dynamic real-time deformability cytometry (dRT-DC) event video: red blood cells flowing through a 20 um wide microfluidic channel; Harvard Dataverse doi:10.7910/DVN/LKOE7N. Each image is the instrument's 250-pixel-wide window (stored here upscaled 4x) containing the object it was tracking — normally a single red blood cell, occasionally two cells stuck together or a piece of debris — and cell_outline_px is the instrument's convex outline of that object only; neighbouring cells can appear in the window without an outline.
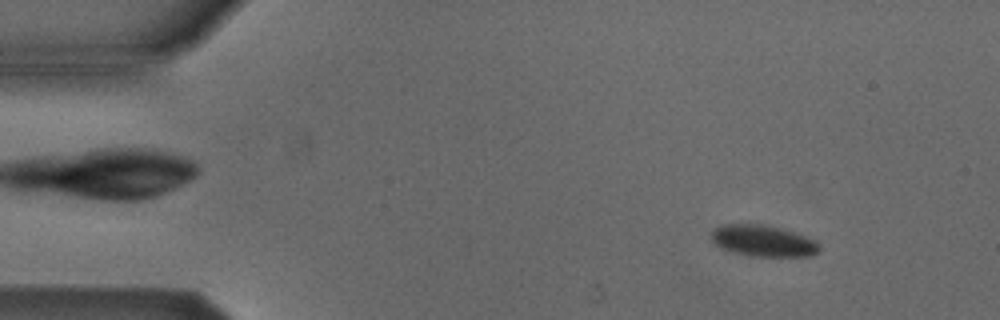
{"species": "Egyptian fruit bat (a non-hibernating species)", "species_latin": "Rousettus aegyptiacus", "temperature_condition": "cold", "stored_images_in_passage": 16, "camera_frame_rate_fps": 3000, "um_per_image_px": 0.085, "animal": {"sex": "male"}, "frame": {"image": 1, "passage_image": 6, "time_ms": 1.667, "image_size_px": [1000, 320], "cell_outline_px": [[820, 252], [812, 256], [752, 256], [720, 248], [712, 244], [712, 232], [716, 228], [724, 224], [760, 224], [780, 228], [816, 240], [820, 244]], "centroid_in_image_um": [64.89, 20.48], "position_along_channel_um": 20.1, "area_um2": 19.65}}
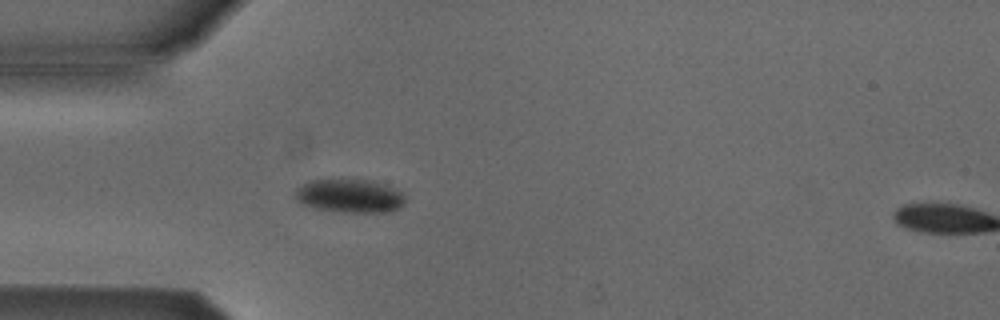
{"frame": {"image": 2, "passage_image": 15, "time_ms": 4.667, "image_size_px": [1000, 320], "cell_outline_px": [[404, 204], [400, 208], [392, 212], [340, 212], [316, 208], [300, 204], [296, 200], [296, 188], [308, 180], [368, 180], [384, 184], [400, 192], [404, 196]], "centroid_in_image_um": [29.71, 16.67], "position_along_channel_um": 55.3, "area_um2": 21.44}}